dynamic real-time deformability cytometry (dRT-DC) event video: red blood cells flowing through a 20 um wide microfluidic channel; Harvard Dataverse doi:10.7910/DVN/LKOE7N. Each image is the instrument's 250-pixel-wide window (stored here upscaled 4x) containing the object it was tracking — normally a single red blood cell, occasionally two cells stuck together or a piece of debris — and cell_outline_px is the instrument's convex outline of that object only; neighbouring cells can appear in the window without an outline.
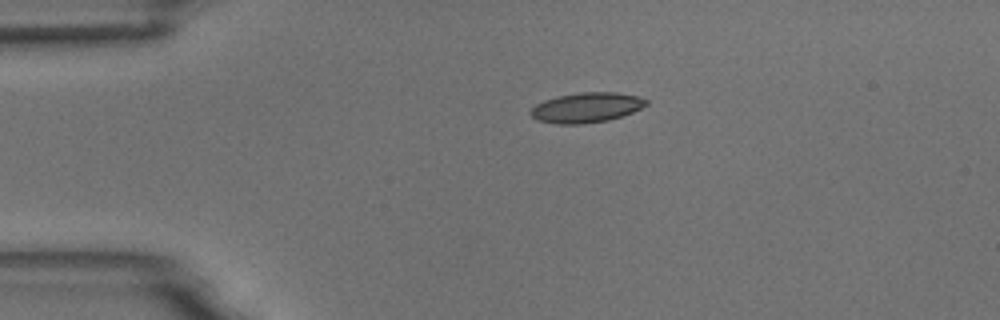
{"species": "common noctule bat (a hibernating species)", "species_latin": "Nyctalus noctula", "temperature_condition": "room temperature", "stored_images_in_passage": 2, "camera_frame_rate_fps": 3000, "um_per_image_px": 0.085, "animal": {"sex": "male", "body_mass_g": 18.8}, "frame": {"image": 1, "passage_image": 1, "time_ms": 0.0, "image_size_px": [1000, 320], "cell_outline_px": [[648, 104], [632, 112], [608, 120], [584, 124], [556, 124], [536, 120], [532, 116], [532, 108], [536, 104], [544, 100], [560, 96], [580, 92], [616, 92], [636, 96], [648, 100]], "centroid_in_image_um": [49.85, 9.15], "position_along_channel_um": 35.2, "area_um2": 20.0}}